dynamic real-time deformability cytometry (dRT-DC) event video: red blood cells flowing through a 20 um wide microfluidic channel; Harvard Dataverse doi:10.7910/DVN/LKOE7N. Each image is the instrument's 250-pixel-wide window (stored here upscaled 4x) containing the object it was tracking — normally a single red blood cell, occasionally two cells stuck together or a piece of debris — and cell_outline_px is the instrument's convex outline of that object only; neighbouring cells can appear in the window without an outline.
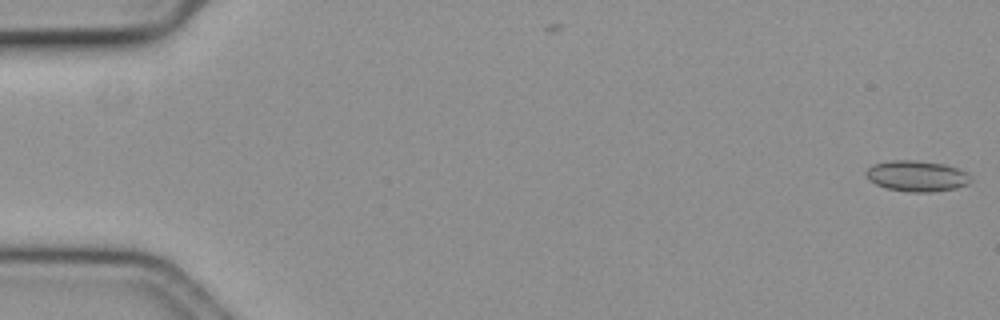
{"species": "common noctule bat (a hibernating species)", "species_latin": "Nyctalus noctula", "temperature_condition": "cold", "stored_images_in_passage": 2, "camera_frame_rate_fps": 3000, "um_per_image_px": 0.085, "animal": {"sex": "female", "body_mass_g": 19.3, "forearm_length_mm": 54.1}, "frame": {"image": 1, "passage_image": 2, "time_ms": 0.333, "image_size_px": [1000, 320], "cell_outline_px": [[972, 180], [968, 184], [956, 188], [932, 192], [908, 192], [888, 188], [876, 184], [868, 180], [864, 172], [872, 164], [892, 160], [916, 160], [944, 164], [960, 168], [968, 172], [972, 176]], "centroid_in_image_um": [77.96, 14.95], "position_along_channel_um": 7.0, "area_um2": 19.13}}